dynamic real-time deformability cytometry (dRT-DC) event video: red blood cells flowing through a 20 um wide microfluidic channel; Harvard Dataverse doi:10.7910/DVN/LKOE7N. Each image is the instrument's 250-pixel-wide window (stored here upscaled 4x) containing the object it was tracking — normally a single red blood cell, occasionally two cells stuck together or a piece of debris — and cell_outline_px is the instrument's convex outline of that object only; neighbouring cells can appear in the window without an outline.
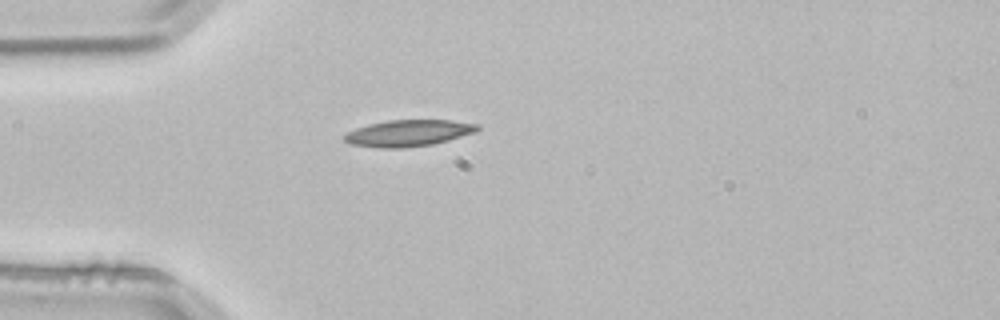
{"species": "common noctule bat (a hibernating species)", "species_latin": "Nyctalus noctula", "temperature_condition": "room temperature", "stored_images_in_passage": 1, "camera_frame_rate_fps": 3000, "um_per_image_px": 0.085, "animal": {"sex": "male", "body_mass_g": 21.5, "forearm_length_mm": 52.0}, "frame": {"image": 1, "passage_image": 1, "time_ms": 0.0, "image_size_px": [1000, 320], "cell_outline_px": [[480, 128], [476, 132], [448, 140], [432, 144], [404, 148], [380, 148], [352, 144], [344, 140], [344, 136], [348, 132], [356, 128], [368, 124], [388, 120], [448, 120], [480, 124]], "centroid_in_image_um": [34.73, 11.31], "position_along_channel_um": 50.3, "area_um2": 20.46}}